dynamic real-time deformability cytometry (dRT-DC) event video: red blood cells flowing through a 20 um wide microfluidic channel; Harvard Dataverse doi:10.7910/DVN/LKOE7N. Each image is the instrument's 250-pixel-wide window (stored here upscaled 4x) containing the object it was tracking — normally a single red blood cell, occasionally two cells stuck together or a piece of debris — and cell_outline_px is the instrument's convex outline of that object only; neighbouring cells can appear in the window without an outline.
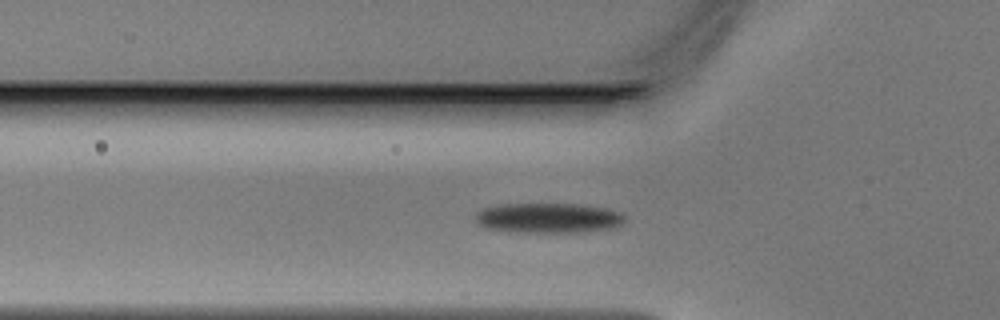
{"species": "Egyptian fruit bat (a non-hibernating species)", "species_latin": "Rousettus aegyptiacus", "temperature_condition": "warm", "stored_images_in_passage": 41, "segment_of_instrument_passage": [1, 2], "camera_frame_rate_fps": 3000, "um_per_image_px": 0.085, "animal": {"sex": "male"}, "frame": {"image": 1, "passage_image": 8, "time_ms": 2.333, "image_size_px": [1000, 320], "cell_outline_px": [[624, 220], [616, 228], [576, 232], [516, 232], [488, 228], [476, 224], [476, 212], [484, 208], [500, 204], [576, 204], [604, 208], [620, 212], [624, 216]], "centroid_in_image_um": [46.59, 18.53], "position_along_channel_um": 79.2, "area_um2": 26.01}}
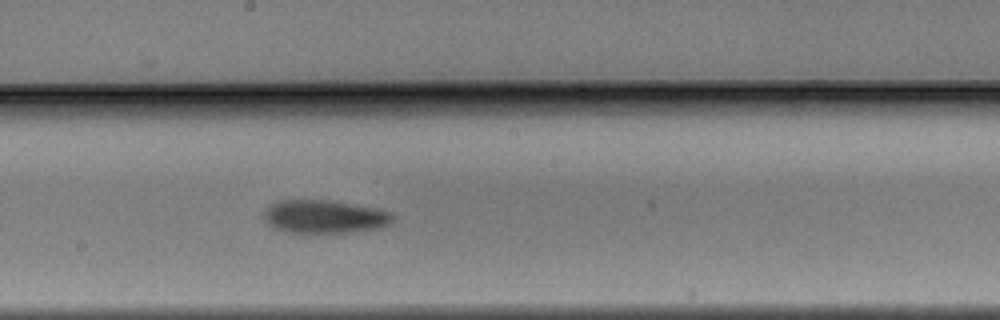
{"frame": {"image": 2, "passage_image": 18, "time_ms": 5.667, "image_size_px": [1000, 320], "cell_outline_px": [[396, 216], [388, 224], [380, 228], [356, 232], [312, 236], [284, 232], [272, 228], [264, 220], [264, 208], [276, 200], [328, 200], [376, 208], [392, 212]], "centroid_in_image_um": [27.53, 18.47], "position_along_channel_um": 220.7, "area_um2": 26.24}}
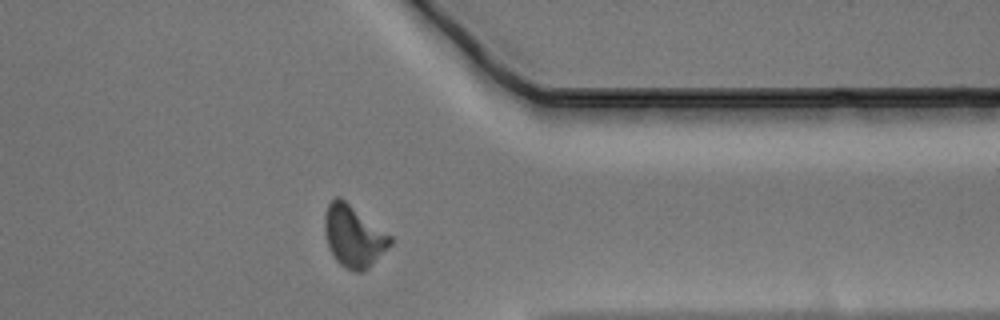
{"frame": {"image": 3, "passage_image": 30, "time_ms": 9.667, "image_size_px": [1000, 320], "cell_outline_px": [[392, 244], [368, 268], [360, 272], [356, 272], [344, 268], [336, 260], [328, 248], [324, 232], [324, 216], [328, 204], [336, 196], [340, 196], [392, 236]], "centroid_in_image_um": [30.04, 20.07], "position_along_channel_um": 381.4, "area_um2": 23.7}}